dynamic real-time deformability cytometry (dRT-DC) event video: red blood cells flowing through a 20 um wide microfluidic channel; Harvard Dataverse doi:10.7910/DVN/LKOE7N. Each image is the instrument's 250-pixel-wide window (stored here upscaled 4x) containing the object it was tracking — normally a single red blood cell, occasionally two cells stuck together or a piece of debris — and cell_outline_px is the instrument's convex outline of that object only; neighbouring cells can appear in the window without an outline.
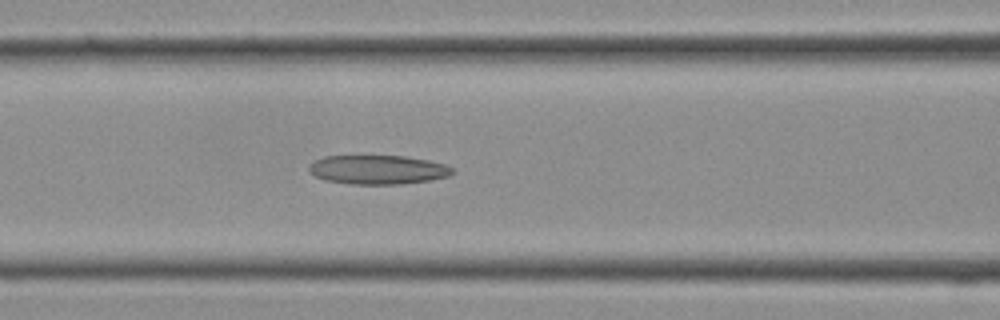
{"species": "Egyptian fruit bat (a non-hibernating species)", "species_latin": "Rousettus aegyptiacus", "temperature_condition": "cold", "stored_images_in_passage": 8, "camera_frame_rate_fps": 3000, "um_per_image_px": 0.085, "frame": {"image": 1, "passage_image": 6, "time_ms": 1.667, "image_size_px": [1000, 320], "cell_outline_px": [[452, 172], [448, 176], [428, 180], [400, 184], [352, 184], [324, 180], [308, 172], [308, 168], [316, 160], [324, 156], [404, 156], [428, 160], [444, 164], [452, 168]], "centroid_in_image_um": [32.08, 14.42], "position_along_channel_um": 134.5, "area_um2": 24.04}}
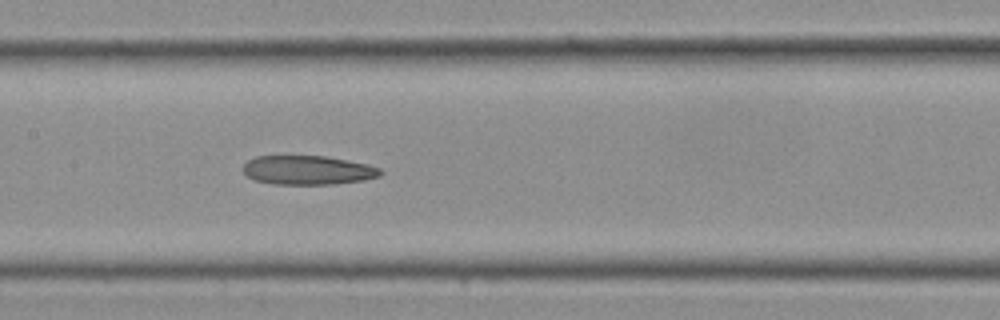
{"frame": {"image": 2, "passage_image": 8, "time_ms": 2.333, "image_size_px": [1000, 320], "cell_outline_px": [[384, 172], [380, 176], [364, 180], [332, 184], [276, 184], [256, 180], [248, 176], [240, 168], [248, 160], [256, 156], [324, 156], [348, 160], [368, 164], [380, 168]], "centroid_in_image_um": [26.18, 14.46], "position_along_channel_um": 181.2, "area_um2": 23.29}}